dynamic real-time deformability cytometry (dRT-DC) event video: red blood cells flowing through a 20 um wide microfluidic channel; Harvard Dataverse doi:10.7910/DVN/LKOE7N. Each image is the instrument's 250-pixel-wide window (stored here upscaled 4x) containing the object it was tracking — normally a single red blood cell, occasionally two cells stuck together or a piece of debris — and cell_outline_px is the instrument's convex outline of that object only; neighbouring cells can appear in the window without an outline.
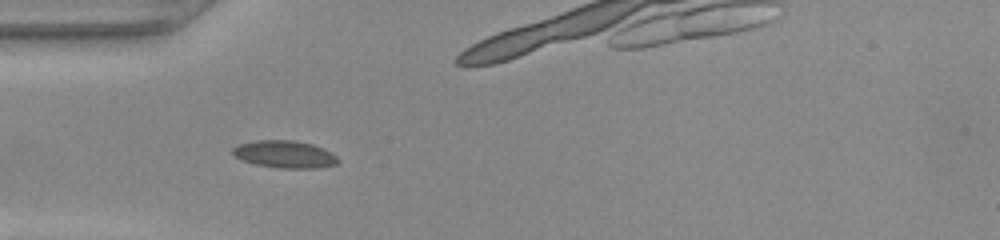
{"species": "common noctule bat (a hibernating species)", "species_latin": "Nyctalus noctula", "temperature_condition": "warm", "stored_images_in_passage": 46, "camera_frame_rate_fps": 3000, "um_per_image_px": 0.085, "animal": {"sex": "female", "body_mass_g": 22.0, "forearm_length_mm": 56.7}, "frame": {"image": 1, "passage_image": 10, "time_ms": 3.0, "image_size_px": [1000, 240], "cell_outline_px": [[340, 160], [336, 164], [316, 168], [280, 168], [256, 164], [244, 160], [236, 156], [232, 152], [232, 148], [240, 144], [256, 140], [292, 140], [312, 144], [324, 148], [332, 152]], "centroid_in_image_um": [24.24, 13.11], "position_along_channel_um": 60.8, "area_um2": 16.65}}
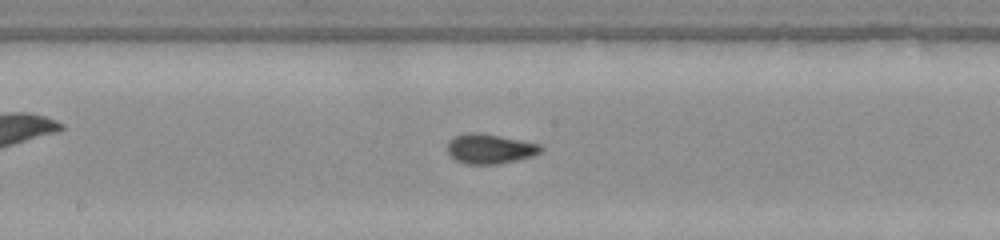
{"frame": {"image": 2, "passage_image": 21, "time_ms": 6.667, "image_size_px": [1000, 240], "cell_outline_px": [[544, 148], [540, 152], [532, 156], [516, 160], [496, 164], [464, 164], [456, 160], [448, 152], [448, 140], [456, 136], [468, 132], [480, 132], [540, 144]], "centroid_in_image_um": [41.63, 12.64], "position_along_channel_um": 206.6, "area_um2": 16.13}}
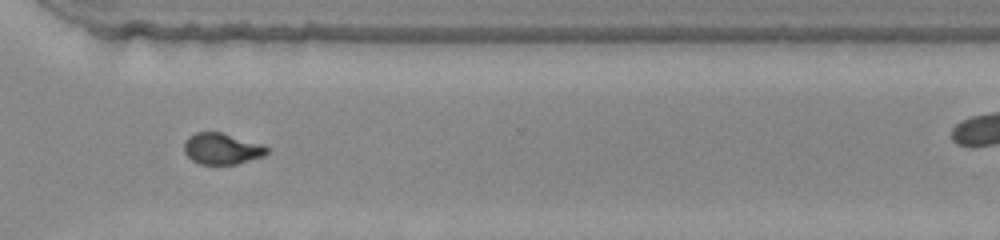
{"frame": {"image": 3, "passage_image": 32, "time_ms": 10.333, "image_size_px": [1000, 240], "cell_outline_px": [[268, 152], [264, 156], [236, 164], [200, 164], [192, 160], [184, 152], [184, 140], [188, 136], [196, 132], [220, 132], [264, 144], [268, 148]], "centroid_in_image_um": [18.86, 12.63], "position_along_channel_um": 351.7, "area_um2": 15.14}}